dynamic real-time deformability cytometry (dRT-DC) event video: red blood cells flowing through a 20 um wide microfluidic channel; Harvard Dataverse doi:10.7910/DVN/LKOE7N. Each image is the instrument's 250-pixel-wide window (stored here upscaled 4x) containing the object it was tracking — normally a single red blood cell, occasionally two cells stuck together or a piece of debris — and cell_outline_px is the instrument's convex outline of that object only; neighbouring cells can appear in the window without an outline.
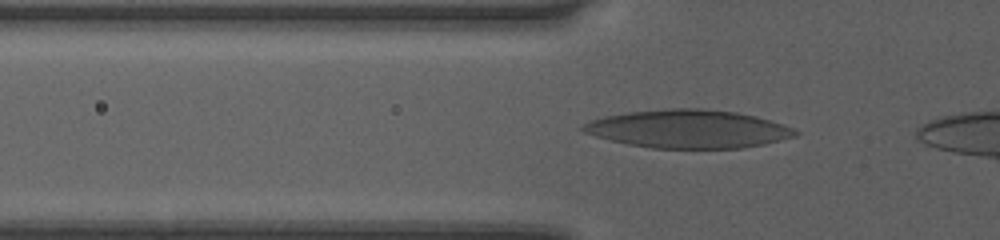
{"species": "human", "species_latin": "Homo sapiens", "temperature_condition": "room temperature", "stored_images_in_passage": 30, "camera_frame_rate_fps": 3000, "um_per_image_px": 0.085, "donor": {"sex": "female"}, "frame": {"image": 1, "passage_image": 3, "time_ms": 0.667, "image_size_px": [1000, 240], "cell_outline_px": [[800, 132], [796, 136], [764, 144], [740, 148], [652, 148], [628, 144], [596, 136], [584, 132], [580, 128], [584, 124], [592, 120], [604, 116], [628, 112], [668, 108], [700, 108], [736, 112], [756, 116], [792, 128]], "centroid_in_image_um": [58.5, 10.96], "position_along_channel_um": 67.3, "area_um2": 46.93}}
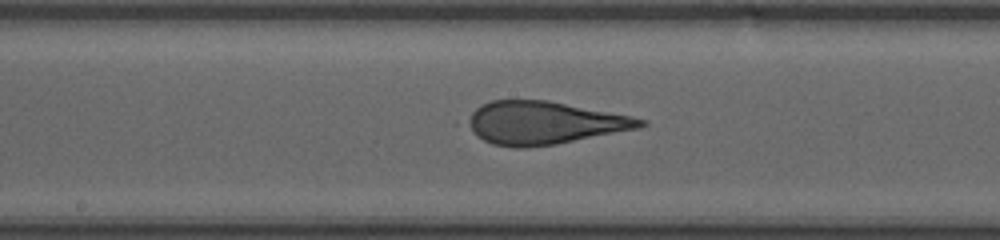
{"frame": {"image": 2, "passage_image": 13, "time_ms": 4.0, "image_size_px": [1000, 240], "cell_outline_px": [[648, 124], [640, 128], [556, 144], [524, 148], [512, 148], [492, 144], [476, 136], [464, 124], [464, 120], [480, 104], [492, 100], [548, 100], [632, 116], [648, 120]], "centroid_in_image_um": [46.21, 10.44], "position_along_channel_um": 202.0, "area_um2": 43.52}}
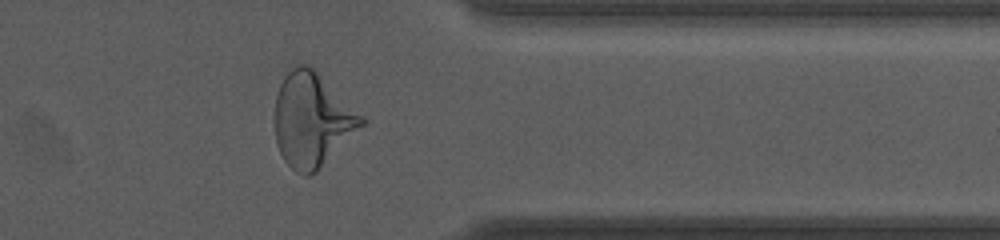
{"frame": {"image": 3, "passage_image": 27, "time_ms": 8.667, "image_size_px": [1000, 240], "cell_outline_px": [[364, 124], [316, 172], [308, 176], [304, 176], [296, 172], [284, 160], [276, 144], [272, 120], [272, 116], [276, 96], [280, 84], [284, 76], [292, 68], [300, 64], [308, 64], [364, 116]], "centroid_in_image_um": [26.47, 10.2], "position_along_channel_um": 384.9, "area_um2": 47.45}}